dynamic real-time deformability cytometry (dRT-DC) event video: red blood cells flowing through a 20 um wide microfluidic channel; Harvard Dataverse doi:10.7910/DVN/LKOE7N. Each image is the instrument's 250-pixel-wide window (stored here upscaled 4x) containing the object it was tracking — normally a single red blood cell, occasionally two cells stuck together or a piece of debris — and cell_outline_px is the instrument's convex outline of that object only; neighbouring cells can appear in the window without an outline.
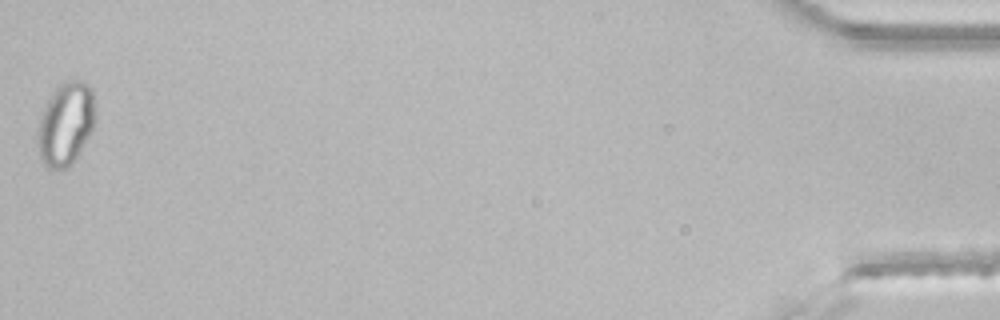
{"species": "common noctule bat (a hibernating species)", "species_latin": "Nyctalus noctula", "temperature_condition": "room temperature", "stored_images_in_passage": 47, "segment_of_instrument_passage": [2, 2], "camera_frame_rate_fps": 3000, "um_per_image_px": 0.085, "animal": {"sex": "male", "body_mass_g": 21.5, "forearm_length_mm": 52.0}, "frame": {"image": 1, "passage_image": 47, "time_ms": 15.333, "image_size_px": [1000, 320], "cell_outline_px": [[96, 120], [80, 152], [64, 168], [48, 168], [44, 164], [40, 156], [40, 116], [48, 100], [56, 88], [64, 80], [80, 80], [88, 84], [92, 88], [96, 116]], "centroid_in_image_um": [5.64, 10.46], "position_along_channel_um": 429.6, "area_um2": 27.11}}